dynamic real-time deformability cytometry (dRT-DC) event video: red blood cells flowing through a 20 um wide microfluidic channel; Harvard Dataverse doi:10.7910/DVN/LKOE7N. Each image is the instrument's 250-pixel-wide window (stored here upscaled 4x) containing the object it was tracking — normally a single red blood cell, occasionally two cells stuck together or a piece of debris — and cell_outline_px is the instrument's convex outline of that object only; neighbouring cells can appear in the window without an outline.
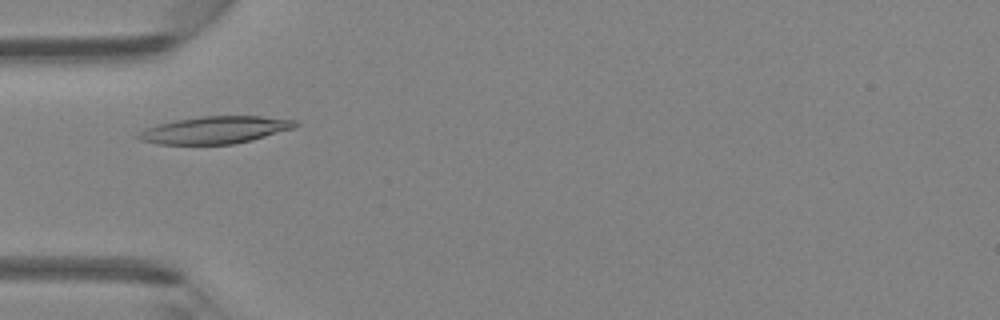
{"species": "Egyptian fruit bat (a non-hibernating species)", "species_latin": "Rousettus aegyptiacus", "temperature_condition": "room temperature", "stored_images_in_passage": 42, "camera_frame_rate_fps": 3000, "um_per_image_px": 0.085, "animal": {"sex": "female"}, "frame": {"image": 1, "passage_image": 11, "time_ms": 3.333, "image_size_px": [1000, 320], "cell_outline_px": [[300, 124], [292, 128], [252, 140], [232, 144], [156, 144], [140, 140], [136, 136], [144, 128], [156, 124], [176, 120], [204, 116], [260, 116], [296, 120]], "centroid_in_image_um": [18.24, 11.04], "position_along_channel_um": 66.8, "area_um2": 24.8}}
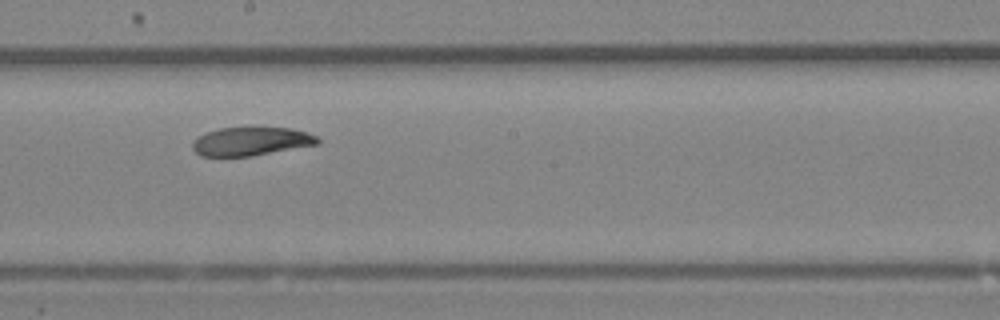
{"frame": {"image": 2, "passage_image": 22, "time_ms": 7.0, "image_size_px": [1000, 320], "cell_outline_px": [[320, 144], [252, 156], [200, 156], [192, 148], [192, 140], [204, 132], [220, 128], [292, 128], [308, 132], [316, 136], [320, 140]], "centroid_in_image_um": [21.34, 12.02], "position_along_channel_um": 226.9, "area_um2": 20.92}}
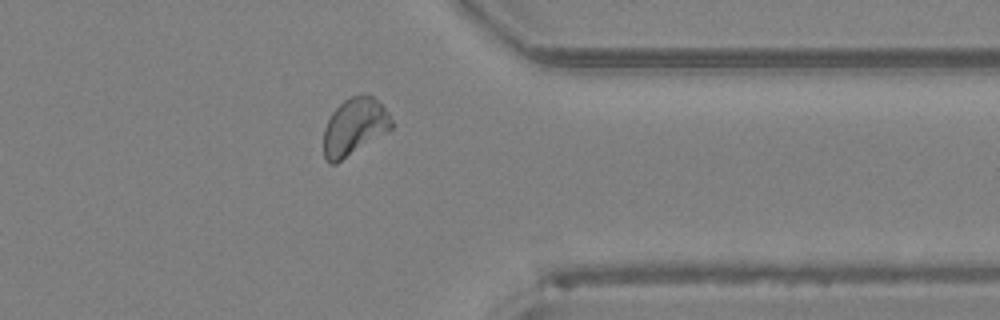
{"frame": {"image": 3, "passage_image": 33, "time_ms": 10.667, "image_size_px": [1000, 320], "cell_outline_px": [[392, 128], [336, 164], [328, 164], [324, 156], [324, 128], [332, 112], [348, 96], [364, 92], [372, 96], [388, 112], [392, 120]], "centroid_in_image_um": [30.1, 10.75], "position_along_channel_um": 381.3, "area_um2": 22.54}}